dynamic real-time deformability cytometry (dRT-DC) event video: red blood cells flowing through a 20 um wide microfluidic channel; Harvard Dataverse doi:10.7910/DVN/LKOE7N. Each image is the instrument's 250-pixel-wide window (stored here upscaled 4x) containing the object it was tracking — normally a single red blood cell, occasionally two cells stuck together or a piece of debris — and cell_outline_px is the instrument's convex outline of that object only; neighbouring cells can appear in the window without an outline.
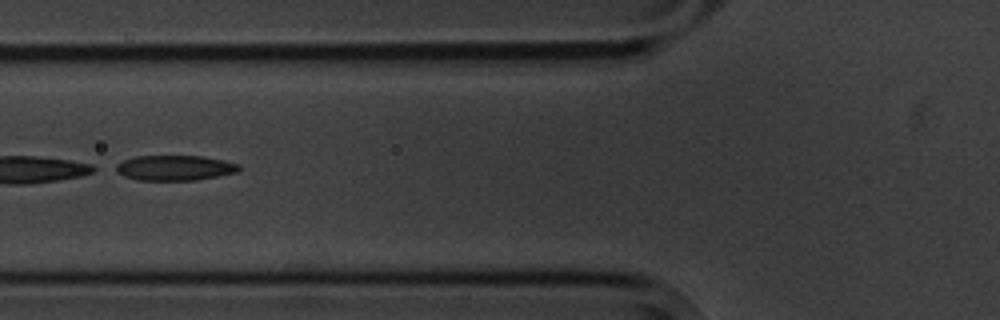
{"species": "common noctule bat (a hibernating species)", "species_latin": "Nyctalus noctula", "temperature_condition": "cold", "stored_images_in_passage": 14, "camera_frame_rate_fps": 3000, "um_per_image_px": 0.085, "animal": {"sex": "male", "body_mass_g": 20.1, "forearm_length_mm": 53.5}, "frame": {"image": 1, "passage_image": 5, "time_ms": 5.667, "image_size_px": [1000, 320], "cell_outline_px": [[240, 172], [196, 180], [136, 180], [124, 176], [108, 168], [124, 160], [136, 156], [204, 156], [224, 160], [240, 164]], "centroid_in_image_um": [14.82, 14.27], "position_along_channel_um": 111.0, "area_um2": 18.44}}
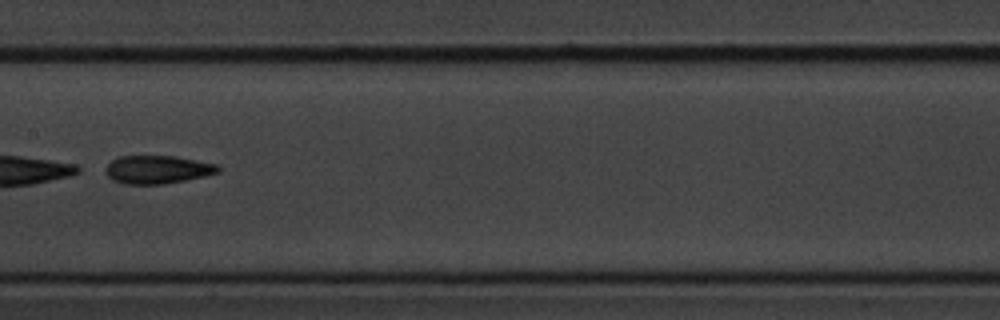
{"frame": {"image": 2, "passage_image": 7, "time_ms": 8.0, "image_size_px": [1000, 320], "cell_outline_px": [[220, 172], [204, 176], [164, 184], [124, 184], [112, 180], [104, 172], [104, 168], [112, 160], [120, 156], [176, 156], [220, 164]], "centroid_in_image_um": [13.39, 14.41], "position_along_channel_um": 194.0, "area_um2": 18.67}}
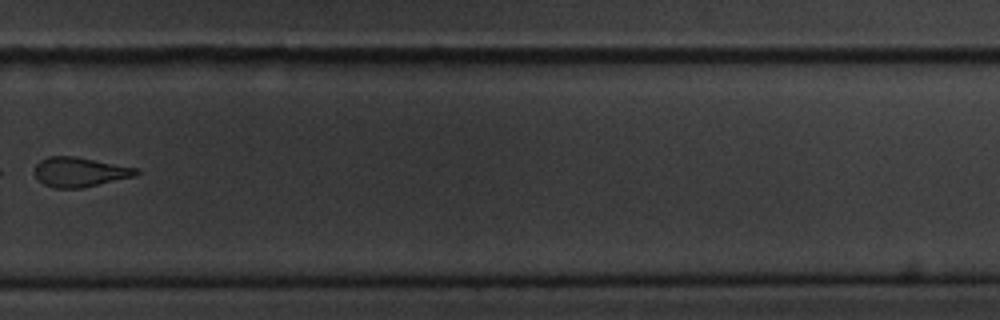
{"frame": {"image": 3, "passage_image": 10, "time_ms": 11.667, "image_size_px": [1000, 320], "cell_outline_px": [[140, 172], [136, 176], [80, 188], [56, 188], [44, 184], [36, 176], [36, 164], [40, 160], [48, 156], [72, 156], [140, 168]], "centroid_in_image_um": [6.82, 14.61], "position_along_channel_um": 323.0, "area_um2": 17.34}, "authors_computed_cell_mechanics": {"area_um2": 25.9811, "velocity_mm_per_s": 3.5357, "shape_relaxation_time_tau1_ms": 4.0447, "shape_relaxation_time_tau2_ms": 5.1938, "deformation_change_tau1": 0.1355, "deformation_change_tau2": 0.1596}}